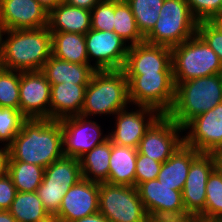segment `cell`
<instances>
[{"mask_svg":"<svg viewBox=\"0 0 222 222\" xmlns=\"http://www.w3.org/2000/svg\"><path fill=\"white\" fill-rule=\"evenodd\" d=\"M59 120L25 119L8 146V161H22L46 168L63 157Z\"/></svg>","mask_w":222,"mask_h":222,"instance_id":"6da1fadb","label":"cell"},{"mask_svg":"<svg viewBox=\"0 0 222 222\" xmlns=\"http://www.w3.org/2000/svg\"><path fill=\"white\" fill-rule=\"evenodd\" d=\"M0 67L19 72L41 71L52 55V35L48 27L5 30Z\"/></svg>","mask_w":222,"mask_h":222,"instance_id":"7a4b0ae2","label":"cell"},{"mask_svg":"<svg viewBox=\"0 0 222 222\" xmlns=\"http://www.w3.org/2000/svg\"><path fill=\"white\" fill-rule=\"evenodd\" d=\"M222 103V73L175 84V99L168 116L184 128L192 119Z\"/></svg>","mask_w":222,"mask_h":222,"instance_id":"3957f363","label":"cell"},{"mask_svg":"<svg viewBox=\"0 0 222 222\" xmlns=\"http://www.w3.org/2000/svg\"><path fill=\"white\" fill-rule=\"evenodd\" d=\"M128 80L121 70H96L85 89L81 116L114 115L129 104Z\"/></svg>","mask_w":222,"mask_h":222,"instance_id":"277c9868","label":"cell"},{"mask_svg":"<svg viewBox=\"0 0 222 222\" xmlns=\"http://www.w3.org/2000/svg\"><path fill=\"white\" fill-rule=\"evenodd\" d=\"M171 51L174 84L222 73L221 60L197 33Z\"/></svg>","mask_w":222,"mask_h":222,"instance_id":"5b68a950","label":"cell"},{"mask_svg":"<svg viewBox=\"0 0 222 222\" xmlns=\"http://www.w3.org/2000/svg\"><path fill=\"white\" fill-rule=\"evenodd\" d=\"M159 19L145 42L173 48L196 34L198 21L185 0H164Z\"/></svg>","mask_w":222,"mask_h":222,"instance_id":"8992f818","label":"cell"},{"mask_svg":"<svg viewBox=\"0 0 222 222\" xmlns=\"http://www.w3.org/2000/svg\"><path fill=\"white\" fill-rule=\"evenodd\" d=\"M130 104L156 109L168 114L175 99L173 73L125 74Z\"/></svg>","mask_w":222,"mask_h":222,"instance_id":"52a82bcc","label":"cell"},{"mask_svg":"<svg viewBox=\"0 0 222 222\" xmlns=\"http://www.w3.org/2000/svg\"><path fill=\"white\" fill-rule=\"evenodd\" d=\"M99 212L109 222H148L146 209L135 186L99 183Z\"/></svg>","mask_w":222,"mask_h":222,"instance_id":"ba28073f","label":"cell"},{"mask_svg":"<svg viewBox=\"0 0 222 222\" xmlns=\"http://www.w3.org/2000/svg\"><path fill=\"white\" fill-rule=\"evenodd\" d=\"M81 179L77 158L63 156L45 168L43 181L36 192L49 215L58 213L66 192Z\"/></svg>","mask_w":222,"mask_h":222,"instance_id":"9c48e42d","label":"cell"},{"mask_svg":"<svg viewBox=\"0 0 222 222\" xmlns=\"http://www.w3.org/2000/svg\"><path fill=\"white\" fill-rule=\"evenodd\" d=\"M140 199L152 219L194 221L185 210L182 191L153 179L138 187Z\"/></svg>","mask_w":222,"mask_h":222,"instance_id":"30bf717a","label":"cell"},{"mask_svg":"<svg viewBox=\"0 0 222 222\" xmlns=\"http://www.w3.org/2000/svg\"><path fill=\"white\" fill-rule=\"evenodd\" d=\"M181 130L184 129L167 114H161L146 130L137 150L163 163L184 143V138H180Z\"/></svg>","mask_w":222,"mask_h":222,"instance_id":"8fae6325","label":"cell"},{"mask_svg":"<svg viewBox=\"0 0 222 222\" xmlns=\"http://www.w3.org/2000/svg\"><path fill=\"white\" fill-rule=\"evenodd\" d=\"M62 128L63 155L79 159L95 146L109 139L102 136L101 126L81 115L59 120Z\"/></svg>","mask_w":222,"mask_h":222,"instance_id":"7c38bea8","label":"cell"},{"mask_svg":"<svg viewBox=\"0 0 222 222\" xmlns=\"http://www.w3.org/2000/svg\"><path fill=\"white\" fill-rule=\"evenodd\" d=\"M214 169V158L207 153H201L189 168L182 197L186 213L194 222H205L206 183Z\"/></svg>","mask_w":222,"mask_h":222,"instance_id":"4fadbf2b","label":"cell"},{"mask_svg":"<svg viewBox=\"0 0 222 222\" xmlns=\"http://www.w3.org/2000/svg\"><path fill=\"white\" fill-rule=\"evenodd\" d=\"M88 61L96 59V70H121L124 67L130 45L114 32L90 29L85 34ZM125 45V46H124Z\"/></svg>","mask_w":222,"mask_h":222,"instance_id":"5bb4252c","label":"cell"},{"mask_svg":"<svg viewBox=\"0 0 222 222\" xmlns=\"http://www.w3.org/2000/svg\"><path fill=\"white\" fill-rule=\"evenodd\" d=\"M50 91L51 84L41 71L20 72L21 114L26 119H50Z\"/></svg>","mask_w":222,"mask_h":222,"instance_id":"9a60e30c","label":"cell"},{"mask_svg":"<svg viewBox=\"0 0 222 222\" xmlns=\"http://www.w3.org/2000/svg\"><path fill=\"white\" fill-rule=\"evenodd\" d=\"M183 129H190L183 136L186 146L207 154L222 150V103L192 119Z\"/></svg>","mask_w":222,"mask_h":222,"instance_id":"2e32d148","label":"cell"},{"mask_svg":"<svg viewBox=\"0 0 222 222\" xmlns=\"http://www.w3.org/2000/svg\"><path fill=\"white\" fill-rule=\"evenodd\" d=\"M122 70L125 74L173 73L171 48L145 41L130 45Z\"/></svg>","mask_w":222,"mask_h":222,"instance_id":"e0dca14e","label":"cell"},{"mask_svg":"<svg viewBox=\"0 0 222 222\" xmlns=\"http://www.w3.org/2000/svg\"><path fill=\"white\" fill-rule=\"evenodd\" d=\"M137 107H139V110L128 112L127 108H125L115 114L117 115L115 116L117 117L115 118L116 129L108 134L113 144L138 149L140 140L146 130L161 115L154 108L147 106ZM146 116H148L147 119L145 118Z\"/></svg>","mask_w":222,"mask_h":222,"instance_id":"ac0fdd59","label":"cell"},{"mask_svg":"<svg viewBox=\"0 0 222 222\" xmlns=\"http://www.w3.org/2000/svg\"><path fill=\"white\" fill-rule=\"evenodd\" d=\"M99 212V183L82 178L63 197L58 213L60 222H72Z\"/></svg>","mask_w":222,"mask_h":222,"instance_id":"d6986e66","label":"cell"},{"mask_svg":"<svg viewBox=\"0 0 222 222\" xmlns=\"http://www.w3.org/2000/svg\"><path fill=\"white\" fill-rule=\"evenodd\" d=\"M48 15L37 0H0V24L4 30L47 27Z\"/></svg>","mask_w":222,"mask_h":222,"instance_id":"ffe728a7","label":"cell"},{"mask_svg":"<svg viewBox=\"0 0 222 222\" xmlns=\"http://www.w3.org/2000/svg\"><path fill=\"white\" fill-rule=\"evenodd\" d=\"M87 85L51 84L50 119L81 115Z\"/></svg>","mask_w":222,"mask_h":222,"instance_id":"44dd1931","label":"cell"},{"mask_svg":"<svg viewBox=\"0 0 222 222\" xmlns=\"http://www.w3.org/2000/svg\"><path fill=\"white\" fill-rule=\"evenodd\" d=\"M50 32H70L85 35L91 29V12L65 2L49 12Z\"/></svg>","mask_w":222,"mask_h":222,"instance_id":"7402d4cb","label":"cell"},{"mask_svg":"<svg viewBox=\"0 0 222 222\" xmlns=\"http://www.w3.org/2000/svg\"><path fill=\"white\" fill-rule=\"evenodd\" d=\"M200 154L195 148L183 143L168 160L162 163L157 179L160 183L173 187V190L183 191L191 163Z\"/></svg>","mask_w":222,"mask_h":222,"instance_id":"603a6c76","label":"cell"},{"mask_svg":"<svg viewBox=\"0 0 222 222\" xmlns=\"http://www.w3.org/2000/svg\"><path fill=\"white\" fill-rule=\"evenodd\" d=\"M96 71L91 64H76L50 56L43 65L41 72L50 84L69 83L88 85Z\"/></svg>","mask_w":222,"mask_h":222,"instance_id":"cb8c5ba5","label":"cell"},{"mask_svg":"<svg viewBox=\"0 0 222 222\" xmlns=\"http://www.w3.org/2000/svg\"><path fill=\"white\" fill-rule=\"evenodd\" d=\"M138 150L111 142V155L107 183L135 186V168Z\"/></svg>","mask_w":222,"mask_h":222,"instance_id":"d4e9b609","label":"cell"},{"mask_svg":"<svg viewBox=\"0 0 222 222\" xmlns=\"http://www.w3.org/2000/svg\"><path fill=\"white\" fill-rule=\"evenodd\" d=\"M52 56L76 64H89L85 35L70 32H51Z\"/></svg>","mask_w":222,"mask_h":222,"instance_id":"484cf974","label":"cell"},{"mask_svg":"<svg viewBox=\"0 0 222 222\" xmlns=\"http://www.w3.org/2000/svg\"><path fill=\"white\" fill-rule=\"evenodd\" d=\"M110 155L111 140L108 139L80 157L82 178L92 182L105 183L109 175Z\"/></svg>","mask_w":222,"mask_h":222,"instance_id":"4316f807","label":"cell"},{"mask_svg":"<svg viewBox=\"0 0 222 222\" xmlns=\"http://www.w3.org/2000/svg\"><path fill=\"white\" fill-rule=\"evenodd\" d=\"M45 168L22 161H7L6 173L18 192H35L43 181Z\"/></svg>","mask_w":222,"mask_h":222,"instance_id":"83f0119b","label":"cell"},{"mask_svg":"<svg viewBox=\"0 0 222 222\" xmlns=\"http://www.w3.org/2000/svg\"><path fill=\"white\" fill-rule=\"evenodd\" d=\"M17 222H39L49 217L37 192H17L8 210Z\"/></svg>","mask_w":222,"mask_h":222,"instance_id":"f1b7e54d","label":"cell"},{"mask_svg":"<svg viewBox=\"0 0 222 222\" xmlns=\"http://www.w3.org/2000/svg\"><path fill=\"white\" fill-rule=\"evenodd\" d=\"M114 33L129 45H136L145 41L137 27L131 7L127 2H114Z\"/></svg>","mask_w":222,"mask_h":222,"instance_id":"f546056e","label":"cell"},{"mask_svg":"<svg viewBox=\"0 0 222 222\" xmlns=\"http://www.w3.org/2000/svg\"><path fill=\"white\" fill-rule=\"evenodd\" d=\"M127 3L131 7L139 31L145 37L159 19L164 0H128Z\"/></svg>","mask_w":222,"mask_h":222,"instance_id":"4dcf8cb0","label":"cell"},{"mask_svg":"<svg viewBox=\"0 0 222 222\" xmlns=\"http://www.w3.org/2000/svg\"><path fill=\"white\" fill-rule=\"evenodd\" d=\"M222 220V176L216 169L206 183L205 222Z\"/></svg>","mask_w":222,"mask_h":222,"instance_id":"1f68e13d","label":"cell"},{"mask_svg":"<svg viewBox=\"0 0 222 222\" xmlns=\"http://www.w3.org/2000/svg\"><path fill=\"white\" fill-rule=\"evenodd\" d=\"M20 72L0 67V107L19 110Z\"/></svg>","mask_w":222,"mask_h":222,"instance_id":"d6a6232c","label":"cell"},{"mask_svg":"<svg viewBox=\"0 0 222 222\" xmlns=\"http://www.w3.org/2000/svg\"><path fill=\"white\" fill-rule=\"evenodd\" d=\"M26 118L21 114L20 110L13 108L0 107V141L5 142V146H9L14 137L21 129L22 123Z\"/></svg>","mask_w":222,"mask_h":222,"instance_id":"836d02e7","label":"cell"},{"mask_svg":"<svg viewBox=\"0 0 222 222\" xmlns=\"http://www.w3.org/2000/svg\"><path fill=\"white\" fill-rule=\"evenodd\" d=\"M91 12V29L114 32V2L101 0Z\"/></svg>","mask_w":222,"mask_h":222,"instance_id":"e575fe53","label":"cell"},{"mask_svg":"<svg viewBox=\"0 0 222 222\" xmlns=\"http://www.w3.org/2000/svg\"><path fill=\"white\" fill-rule=\"evenodd\" d=\"M162 163L138 152L135 168V187L141 183L157 179Z\"/></svg>","mask_w":222,"mask_h":222,"instance_id":"d590c367","label":"cell"},{"mask_svg":"<svg viewBox=\"0 0 222 222\" xmlns=\"http://www.w3.org/2000/svg\"><path fill=\"white\" fill-rule=\"evenodd\" d=\"M191 14L198 21H210L222 13V0H185Z\"/></svg>","mask_w":222,"mask_h":222,"instance_id":"8d00e7d4","label":"cell"},{"mask_svg":"<svg viewBox=\"0 0 222 222\" xmlns=\"http://www.w3.org/2000/svg\"><path fill=\"white\" fill-rule=\"evenodd\" d=\"M196 33L217 54L222 62V32L210 21H200L197 24Z\"/></svg>","mask_w":222,"mask_h":222,"instance_id":"74e56055","label":"cell"},{"mask_svg":"<svg viewBox=\"0 0 222 222\" xmlns=\"http://www.w3.org/2000/svg\"><path fill=\"white\" fill-rule=\"evenodd\" d=\"M10 176L5 173L0 176V210H9L17 194Z\"/></svg>","mask_w":222,"mask_h":222,"instance_id":"f35d334b","label":"cell"},{"mask_svg":"<svg viewBox=\"0 0 222 222\" xmlns=\"http://www.w3.org/2000/svg\"><path fill=\"white\" fill-rule=\"evenodd\" d=\"M101 0H64L65 3L79 7L84 8L88 10H92L95 5H97Z\"/></svg>","mask_w":222,"mask_h":222,"instance_id":"ab89813d","label":"cell"},{"mask_svg":"<svg viewBox=\"0 0 222 222\" xmlns=\"http://www.w3.org/2000/svg\"><path fill=\"white\" fill-rule=\"evenodd\" d=\"M72 222H109V221L104 215H102L100 212H97Z\"/></svg>","mask_w":222,"mask_h":222,"instance_id":"60d3db41","label":"cell"},{"mask_svg":"<svg viewBox=\"0 0 222 222\" xmlns=\"http://www.w3.org/2000/svg\"><path fill=\"white\" fill-rule=\"evenodd\" d=\"M8 161V147L0 148V176L6 173Z\"/></svg>","mask_w":222,"mask_h":222,"instance_id":"b9f144b4","label":"cell"},{"mask_svg":"<svg viewBox=\"0 0 222 222\" xmlns=\"http://www.w3.org/2000/svg\"><path fill=\"white\" fill-rule=\"evenodd\" d=\"M46 11L50 12L55 7H57L60 3H63L64 0H37Z\"/></svg>","mask_w":222,"mask_h":222,"instance_id":"7bdbcfd3","label":"cell"},{"mask_svg":"<svg viewBox=\"0 0 222 222\" xmlns=\"http://www.w3.org/2000/svg\"><path fill=\"white\" fill-rule=\"evenodd\" d=\"M214 158L215 169L222 176V150L211 153Z\"/></svg>","mask_w":222,"mask_h":222,"instance_id":"ee69618b","label":"cell"},{"mask_svg":"<svg viewBox=\"0 0 222 222\" xmlns=\"http://www.w3.org/2000/svg\"><path fill=\"white\" fill-rule=\"evenodd\" d=\"M0 222H17L8 210H0Z\"/></svg>","mask_w":222,"mask_h":222,"instance_id":"f6af8a7d","label":"cell"},{"mask_svg":"<svg viewBox=\"0 0 222 222\" xmlns=\"http://www.w3.org/2000/svg\"><path fill=\"white\" fill-rule=\"evenodd\" d=\"M210 22L220 31L222 32V13L214 16Z\"/></svg>","mask_w":222,"mask_h":222,"instance_id":"bcb514c9","label":"cell"},{"mask_svg":"<svg viewBox=\"0 0 222 222\" xmlns=\"http://www.w3.org/2000/svg\"><path fill=\"white\" fill-rule=\"evenodd\" d=\"M148 222H194V221L167 220V219H152V218H150Z\"/></svg>","mask_w":222,"mask_h":222,"instance_id":"7dc6e473","label":"cell"},{"mask_svg":"<svg viewBox=\"0 0 222 222\" xmlns=\"http://www.w3.org/2000/svg\"><path fill=\"white\" fill-rule=\"evenodd\" d=\"M4 27L0 24V65H1V53H2V39L4 36Z\"/></svg>","mask_w":222,"mask_h":222,"instance_id":"c3c4849f","label":"cell"},{"mask_svg":"<svg viewBox=\"0 0 222 222\" xmlns=\"http://www.w3.org/2000/svg\"><path fill=\"white\" fill-rule=\"evenodd\" d=\"M39 222H60V220L56 216L50 215L49 217Z\"/></svg>","mask_w":222,"mask_h":222,"instance_id":"681fc988","label":"cell"},{"mask_svg":"<svg viewBox=\"0 0 222 222\" xmlns=\"http://www.w3.org/2000/svg\"><path fill=\"white\" fill-rule=\"evenodd\" d=\"M105 1H111V2H127L128 0H105Z\"/></svg>","mask_w":222,"mask_h":222,"instance_id":"f907efd6","label":"cell"}]
</instances>
